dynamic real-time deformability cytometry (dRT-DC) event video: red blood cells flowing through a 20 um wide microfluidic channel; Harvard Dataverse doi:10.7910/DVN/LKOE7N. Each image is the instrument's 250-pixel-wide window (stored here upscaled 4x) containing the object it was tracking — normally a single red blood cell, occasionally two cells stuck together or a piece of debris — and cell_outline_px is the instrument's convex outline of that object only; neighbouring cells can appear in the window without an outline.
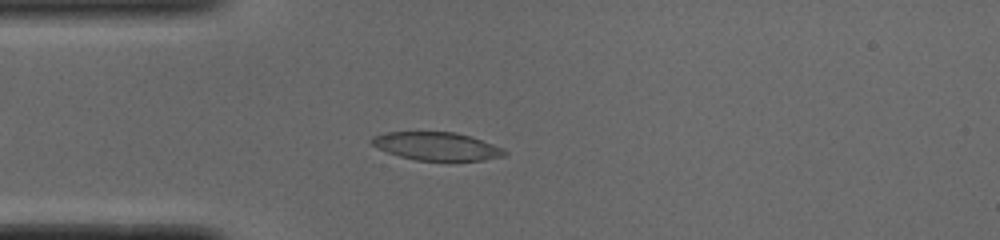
{"species": "common noctule bat (a hibernating species)", "species_latin": "Nyctalus noctula", "temperature_condition": "cold", "stored_images_in_passage": 44, "camera_frame_rate_fps": 3000, "um_per_image_px": 0.085, "animal": {"sex": "male", "body_mass_g": 19.0, "forearm_length_mm": 50.8}, "frame": {"image": 1, "passage_image": 9, "time_ms": 2.667, "image_size_px": [1000, 240], "cell_outline_px": [[508, 152], [504, 156], [484, 160], [416, 160], [400, 156], [388, 152], [372, 144], [368, 140], [372, 136], [388, 132], [456, 132], [504, 148]], "centroid_in_image_um": [37.11, 12.43], "position_along_channel_um": 47.9, "area_um2": 21.5}}
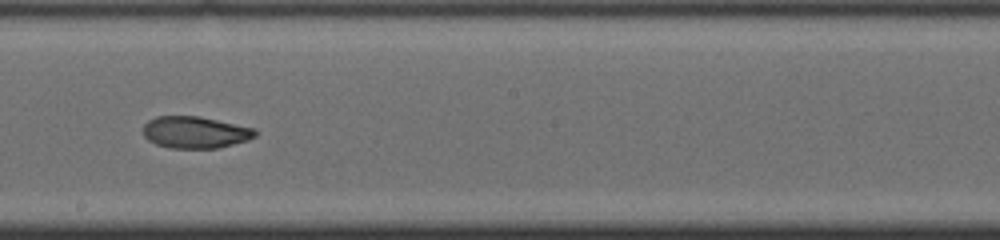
{"frame": {"image": 2, "passage_image": 24, "time_ms": 7.667, "image_size_px": [1000, 240], "cell_outline_px": [[260, 132], [256, 136], [248, 140], [220, 148], [168, 148], [156, 144], [148, 140], [144, 136], [144, 124], [148, 120], [156, 116], [200, 116], [256, 128]], "centroid_in_image_um": [16.63, 11.24], "position_along_channel_um": 231.6, "area_um2": 21.1}}
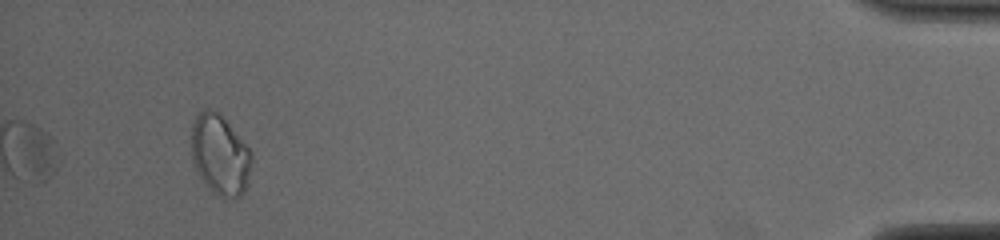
{"frame": {"image": 3, "passage_image": 44, "time_ms": 14.333, "image_size_px": [1000, 240], "cell_outline_px": [[252, 160], [244, 192], [236, 200], [228, 200], [212, 192], [200, 180], [192, 160], [192, 124], [196, 116], [204, 108], [208, 108], [216, 112], [228, 124], [252, 152]], "centroid_in_image_um": [18.68, 13.23], "position_along_channel_um": 416.5, "area_um2": 28.09}, "authors_computed_cell_mechanics": {"area_um2": 21.5594, "velocity_mm_per_s": 3.8729, "shape_relaxation_time_tau1_ms": null, "shape_relaxation_time_tau2_ms": 2.5069, "deformation_change_tau1": null, "deformation_change_tau2": 0.0698}}